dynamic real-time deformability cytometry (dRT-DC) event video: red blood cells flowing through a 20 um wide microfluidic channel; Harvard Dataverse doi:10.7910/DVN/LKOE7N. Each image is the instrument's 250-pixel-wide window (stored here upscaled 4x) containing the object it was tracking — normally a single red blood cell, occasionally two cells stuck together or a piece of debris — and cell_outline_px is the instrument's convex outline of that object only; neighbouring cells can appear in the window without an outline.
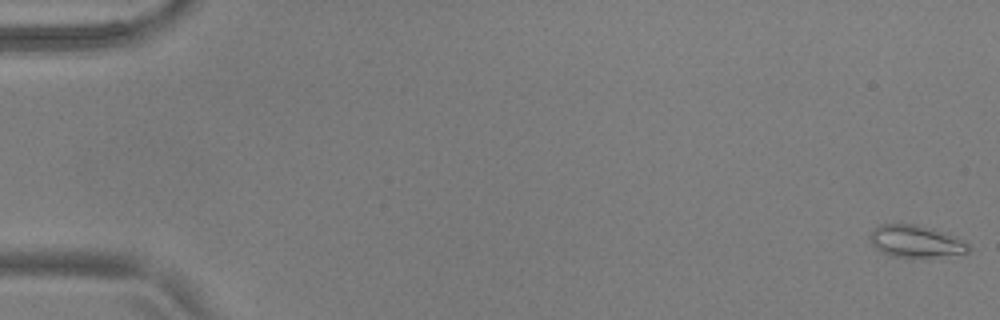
{"species": "common noctule bat (a hibernating species)", "species_latin": "Nyctalus noctula", "temperature_condition": "warm", "stored_images_in_passage": 55, "camera_frame_rate_fps": 3000, "um_per_image_px": 0.085, "animal": {"sex": "male", "body_mass_g": 17.9, "forearm_length_mm": 54.2}, "frame": {"image": 1, "passage_image": 1, "time_ms": 0.0, "image_size_px": [1000, 320], "cell_outline_px": [[972, 248], [968, 252], [928, 256], [892, 256], [880, 252], [872, 244], [868, 236], [880, 224], [916, 224], [932, 228], [944, 232], [964, 240]], "centroid_in_image_um": [77.82, 20.48], "position_along_channel_um": 7.2, "area_um2": 18.03}}
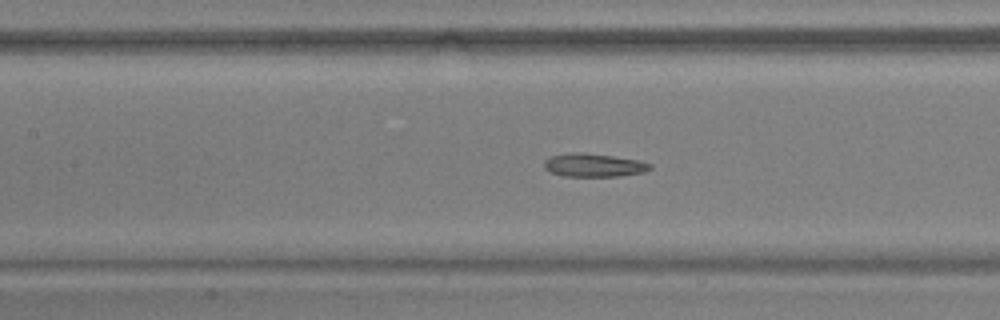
{"frame": {"image": 2, "passage_image": 26, "time_ms": 8.333, "image_size_px": [1000, 320], "cell_outline_px": [[652, 168], [644, 172], [620, 176], [564, 176], [548, 172], [544, 168], [544, 160], [552, 156], [580, 152], [584, 152], [640, 160], [652, 164]], "centroid_in_image_um": [50.48, 14.04], "position_along_channel_um": 156.9, "area_um2": 14.39}}
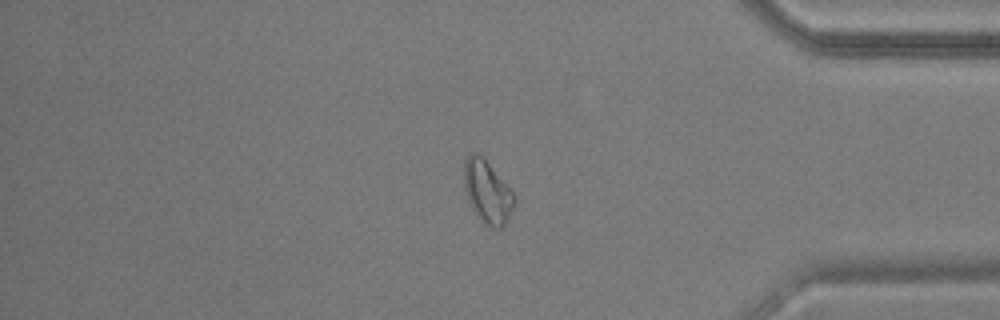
{"frame": {"image": 3, "passage_image": 47, "time_ms": 15.333, "image_size_px": [1000, 320], "cell_outline_px": [[516, 200], [504, 224], [500, 228], [492, 228], [480, 220], [472, 208], [468, 200], [464, 188], [464, 160], [468, 152], [476, 152], [488, 164], [512, 192]], "centroid_in_image_um": [41.37, 16.3], "position_along_channel_um": 393.8, "area_um2": 17.86}, "authors_computed_cell_mechanics": {"area_um2": 15.895, "velocity_mm_per_s": 3.6988, "shape_relaxation_time_tau1_ms": null, "shape_relaxation_time_tau2_ms": 10.3506, "deformation_change_tau1": null, "deformation_change_tau2": 0.1998}}